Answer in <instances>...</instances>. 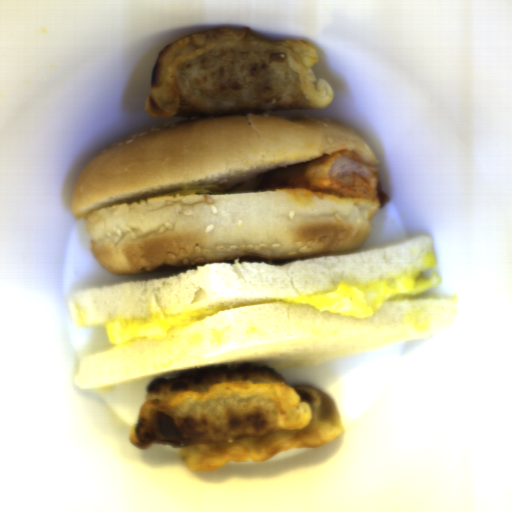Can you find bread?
<instances>
[{"mask_svg":"<svg viewBox=\"0 0 512 512\" xmlns=\"http://www.w3.org/2000/svg\"><path fill=\"white\" fill-rule=\"evenodd\" d=\"M335 152L380 162L357 130L331 119L194 116L108 146L80 172L71 210L86 225L94 259L116 275L351 253L371 231L377 195L280 188L151 197L197 185L235 187Z\"/></svg>","mask_w":512,"mask_h":512,"instance_id":"1","label":"bread"},{"mask_svg":"<svg viewBox=\"0 0 512 512\" xmlns=\"http://www.w3.org/2000/svg\"><path fill=\"white\" fill-rule=\"evenodd\" d=\"M456 313L454 299L429 292L386 300L366 318L274 302L228 308L168 332L120 343L80 362L79 388L152 381L212 365L260 364L282 371L426 337Z\"/></svg>","mask_w":512,"mask_h":512,"instance_id":"2","label":"bread"},{"mask_svg":"<svg viewBox=\"0 0 512 512\" xmlns=\"http://www.w3.org/2000/svg\"><path fill=\"white\" fill-rule=\"evenodd\" d=\"M435 266L433 238L410 240L337 255L272 265L266 262L204 264L165 279L124 281L80 288L68 308L77 327L146 320L230 304L271 301L333 289L399 280Z\"/></svg>","mask_w":512,"mask_h":512,"instance_id":"3","label":"bread"}]
</instances>
